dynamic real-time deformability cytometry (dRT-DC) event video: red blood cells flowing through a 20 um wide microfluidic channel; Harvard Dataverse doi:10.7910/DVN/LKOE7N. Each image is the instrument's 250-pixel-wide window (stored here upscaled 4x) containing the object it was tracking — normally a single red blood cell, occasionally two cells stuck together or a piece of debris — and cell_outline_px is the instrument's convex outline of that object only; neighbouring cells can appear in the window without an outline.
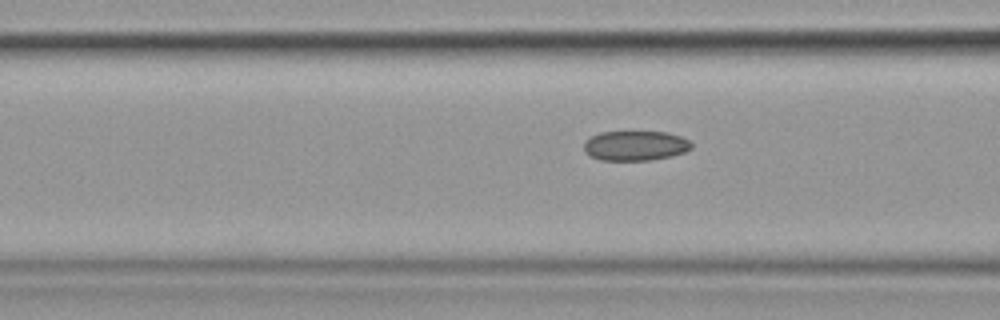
{"species": "common noctule bat (a hibernating species)", "species_latin": "Nyctalus noctula", "temperature_condition": "cold", "stored_images_in_passage": 9, "camera_frame_rate_fps": 3000, "um_per_image_px": 0.085, "animal": {"sex": "female", "body_mass_g": 19.9}, "frame": {"image": 1, "passage_image": 7, "time_ms": 2.0, "image_size_px": [1000, 320], "cell_outline_px": [[692, 148], [684, 152], [672, 156], [652, 160], [600, 160], [588, 156], [584, 152], [584, 140], [600, 132], [668, 132], [680, 136], [688, 140], [692, 144]], "centroid_in_image_um": [53.98, 12.39], "position_along_channel_um": 112.6, "area_um2": 18.84}}